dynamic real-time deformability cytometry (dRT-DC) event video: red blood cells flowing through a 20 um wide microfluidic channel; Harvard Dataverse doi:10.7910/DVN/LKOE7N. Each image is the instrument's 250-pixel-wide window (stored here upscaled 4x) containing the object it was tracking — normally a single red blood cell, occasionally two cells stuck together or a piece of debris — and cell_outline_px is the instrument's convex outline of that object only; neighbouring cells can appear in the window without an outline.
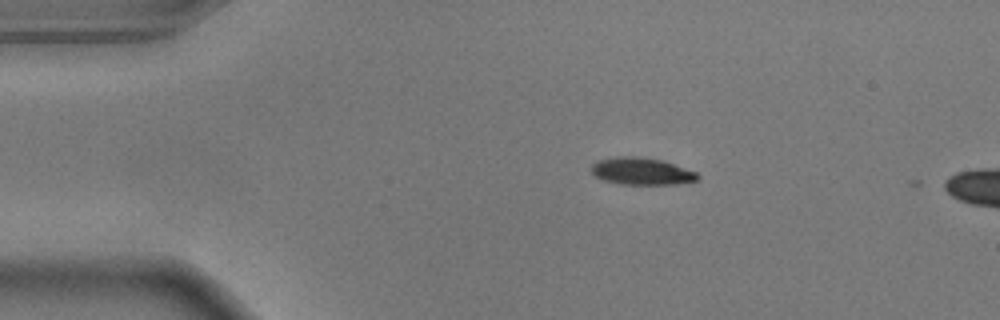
{"species": "common noctule bat (a hibernating species)", "species_latin": "Nyctalus noctula", "temperature_condition": "warm", "stored_images_in_passage": 3, "camera_frame_rate_fps": 3000, "um_per_image_px": 0.085, "animal": {"sex": "male", "body_mass_g": 17.9}, "frame": {"image": 1, "passage_image": 1, "time_ms": 0.0, "image_size_px": [1000, 320], "cell_outline_px": [[700, 176], [696, 180], [680, 184], [620, 184], [604, 180], [596, 176], [588, 168], [596, 160], [620, 156], [636, 156], [664, 160], [696, 172]], "centroid_in_image_um": [54.51, 14.55], "position_along_channel_um": 30.5, "area_um2": 16.94}}